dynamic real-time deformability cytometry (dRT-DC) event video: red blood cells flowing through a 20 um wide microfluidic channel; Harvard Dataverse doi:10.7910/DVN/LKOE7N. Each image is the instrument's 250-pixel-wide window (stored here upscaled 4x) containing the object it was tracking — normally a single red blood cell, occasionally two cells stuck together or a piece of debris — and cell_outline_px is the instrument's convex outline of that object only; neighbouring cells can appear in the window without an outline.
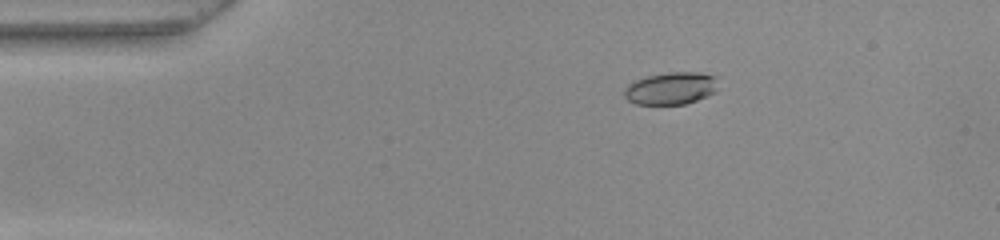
{"species": "common noctule bat (a hibernating species)", "species_latin": "Nyctalus noctula", "temperature_condition": "warm", "stored_images_in_passage": 44, "camera_frame_rate_fps": 3000, "um_per_image_px": 0.085, "animal": {"sex": "female", "body_mass_g": 22.0, "forearm_length_mm": 56.7}, "frame": {"image": 1, "passage_image": 1, "time_ms": 0.0, "image_size_px": [1000, 240], "cell_outline_px": [[716, 92], [696, 100], [684, 104], [636, 104], [628, 100], [624, 96], [624, 88], [628, 84], [636, 80], [648, 76], [668, 72], [700, 72], [716, 76]], "centroid_in_image_um": [57.02, 7.5], "position_along_channel_um": 28.0, "area_um2": 17.63}}
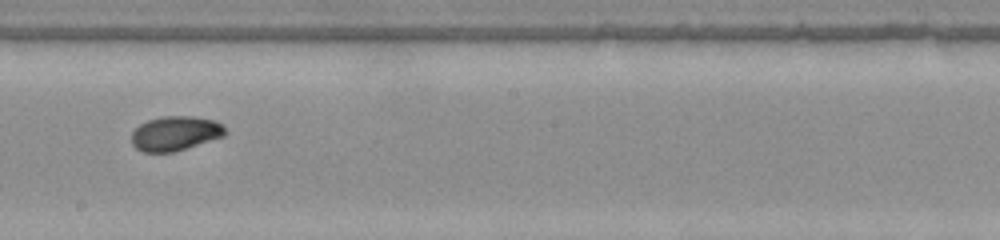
{"frame": {"image": 2, "passage_image": 21, "time_ms": 6.667, "image_size_px": [1000, 240], "cell_outline_px": [[228, 132], [224, 136], [172, 152], [144, 152], [136, 148], [132, 144], [132, 132], [140, 124], [148, 120], [164, 116], [192, 116], [216, 120], [224, 124]], "centroid_in_image_um": [14.93, 11.32], "position_along_channel_um": 233.3, "area_um2": 18.84}}
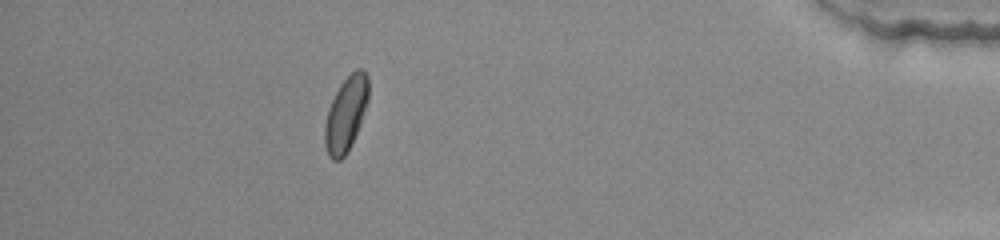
{"frame": {"image": 3, "passage_image": 38, "time_ms": 12.333, "image_size_px": [1000, 240], "cell_outline_px": [[368, 100], [360, 124], [344, 156], [340, 160], [332, 160], [328, 156], [324, 144], [324, 124], [328, 108], [340, 84], [356, 68], [360, 68], [368, 76]], "centroid_in_image_um": [29.38, 9.68], "position_along_channel_um": 405.8, "area_um2": 18.79}, "authors_computed_cell_mechanics": {"area_um2": 18.7272, "velocity_mm_per_s": 3.9581, "shape_relaxation_time_tau1_ms": 4.4664, "shape_relaxation_time_tau2_ms": 1.6452, "deformation_change_tau1": 0.1452, "deformation_change_tau2": 0.0449}}